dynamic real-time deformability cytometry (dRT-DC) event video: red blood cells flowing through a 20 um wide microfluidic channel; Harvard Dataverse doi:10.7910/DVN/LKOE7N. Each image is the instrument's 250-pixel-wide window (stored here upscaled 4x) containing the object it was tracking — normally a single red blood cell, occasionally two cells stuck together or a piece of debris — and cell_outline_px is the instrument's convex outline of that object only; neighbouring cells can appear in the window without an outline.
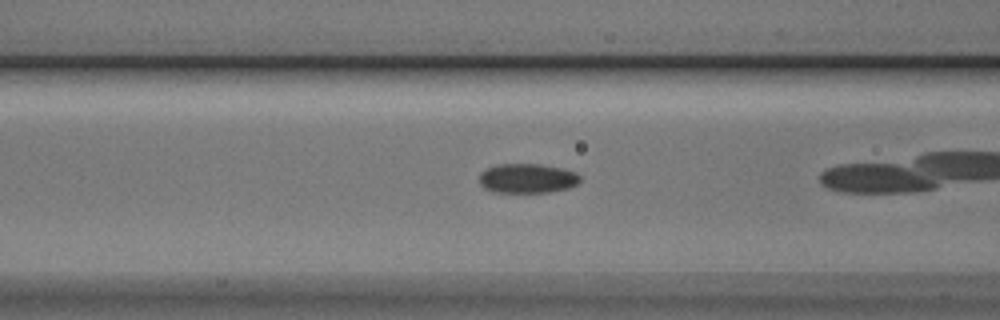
{"species": "Egyptian fruit bat (a non-hibernating species)", "species_latin": "Rousettus aegyptiacus", "temperature_condition": "cold", "stored_images_in_passage": 42, "camera_frame_rate_fps": 3000, "um_per_image_px": 0.085, "animal": {"sex": "male"}, "frame": {"image": 1, "passage_image": 13, "time_ms": 4.0, "image_size_px": [1000, 320], "cell_outline_px": [[580, 180], [576, 184], [568, 188], [548, 192], [492, 192], [484, 188], [480, 184], [480, 172], [496, 164], [540, 164], [560, 168], [576, 172], [580, 176]], "centroid_in_image_um": [44.8, 15.16], "position_along_channel_um": 121.8, "area_um2": 17.28}}
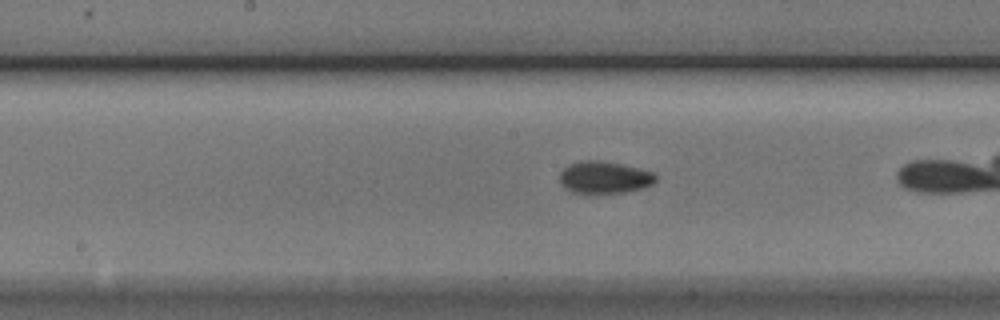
{"frame": {"image": 2, "passage_image": 19, "time_ms": 6.0, "image_size_px": [1000, 320], "cell_outline_px": [[656, 180], [652, 184], [628, 192], [572, 192], [560, 184], [560, 172], [568, 164], [580, 160], [600, 160], [640, 168], [652, 172], [656, 176]], "centroid_in_image_um": [51.35, 15.05], "position_along_channel_um": 196.9, "area_um2": 17.8}, "authors_computed_cell_mechanics": {"area_um2": 17.5423, "velocity_mm_per_s": 3.7464, "shape_relaxation_time_tau1_ms": 5.129, "shape_relaxation_time_tau2_ms": null, "deformation_change_tau1": 0.1069, "deformation_change_tau2": null}}